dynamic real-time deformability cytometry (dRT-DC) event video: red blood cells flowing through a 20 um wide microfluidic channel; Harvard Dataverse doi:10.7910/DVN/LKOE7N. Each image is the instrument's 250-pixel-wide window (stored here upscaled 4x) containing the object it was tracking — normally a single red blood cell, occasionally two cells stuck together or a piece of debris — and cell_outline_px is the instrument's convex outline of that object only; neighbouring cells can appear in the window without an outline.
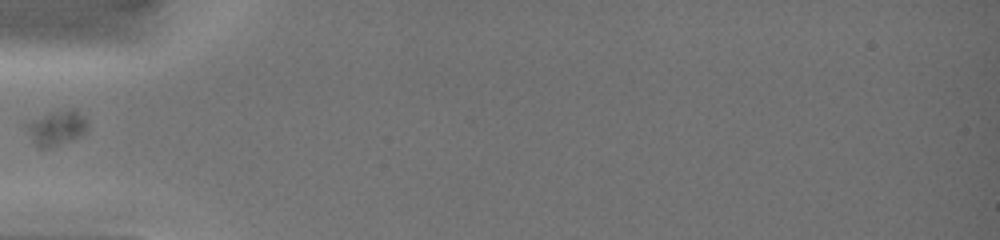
{"species": "common noctule bat (a hibernating species)", "species_latin": "Nyctalus noctula", "temperature_condition": "warm", "stored_images_in_passage": 25, "camera_frame_rate_fps": 3000, "um_per_image_px": 0.085, "animal": {"sex": "female", "body_mass_g": 19.0, "forearm_length_mm": 51.5}, "frame": {"image": 1, "passage_image": 1, "time_ms": 0.0, "image_size_px": [1000, 240], "cell_outline_px": [[88, 128], [84, 132], [68, 140], [44, 148], [40, 148], [36, 144], [28, 132], [24, 124], [44, 116], [56, 112], [72, 108], [88, 124]], "centroid_in_image_um": [4.78, 10.87], "position_along_channel_um": 80.2, "area_um2": 11.27}}
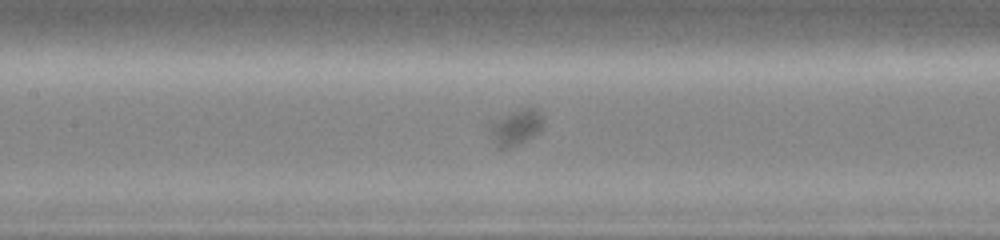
{"frame": {"image": 2, "passage_image": 9, "time_ms": 2.0, "image_size_px": [1000, 240], "cell_outline_px": [[544, 124], [540, 132], [520, 144], [508, 148], [500, 148], [492, 140], [484, 124], [492, 120], [512, 112], [524, 108], [532, 108], [544, 120]], "centroid_in_image_um": [43.76, 10.85], "position_along_channel_um": 163.6, "area_um2": 11.33}}
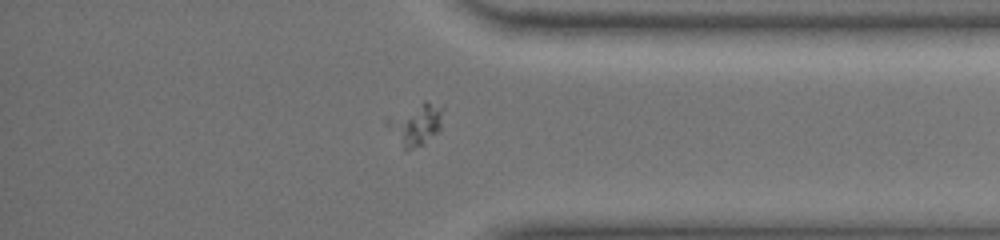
{"frame": {"image": 3, "passage_image": 22, "time_ms": 7.667, "image_size_px": [1000, 240], "cell_outline_px": [[444, 108], [440, 128], [424, 144], [412, 148], [404, 148], [384, 124], [384, 120], [388, 116], [424, 100], [444, 104]], "centroid_in_image_um": [35.34, 10.48], "position_along_channel_um": 399.9, "area_um2": 13.76}}